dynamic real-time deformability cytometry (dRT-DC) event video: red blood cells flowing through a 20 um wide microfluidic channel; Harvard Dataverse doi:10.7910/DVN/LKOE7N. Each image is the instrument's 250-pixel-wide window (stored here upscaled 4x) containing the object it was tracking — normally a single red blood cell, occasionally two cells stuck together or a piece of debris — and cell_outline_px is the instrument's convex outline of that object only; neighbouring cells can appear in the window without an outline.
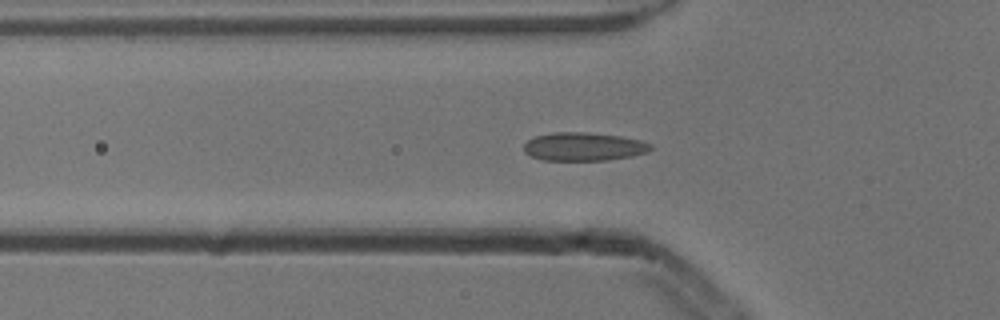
{"species": "common noctule bat (a hibernating species)", "species_latin": "Nyctalus noctula", "temperature_condition": "cold", "stored_images_in_passage": 41, "camera_frame_rate_fps": 3000, "um_per_image_px": 0.085, "animal": {"sex": "male", "body_mass_g": 13.3}, "frame": {"image": 1, "passage_image": 5, "time_ms": 1.333, "image_size_px": [1000, 320], "cell_outline_px": [[652, 148], [648, 152], [632, 156], [608, 160], [544, 160], [532, 156], [524, 152], [524, 144], [528, 140], [536, 136], [552, 132], [588, 132], [620, 136], [640, 140], [652, 144]], "centroid_in_image_um": [49.63, 12.46], "position_along_channel_um": 76.2, "area_um2": 20.98}}
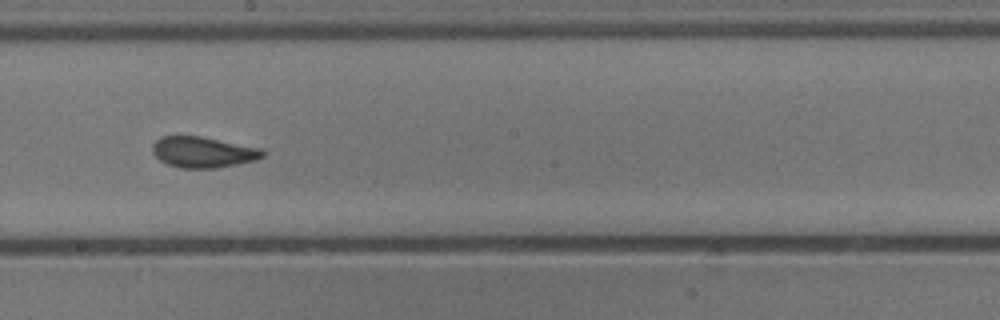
{"frame": {"image": 2, "passage_image": 17, "time_ms": 5.333, "image_size_px": [1000, 320], "cell_outline_px": [[264, 156], [256, 160], [216, 168], [180, 168], [168, 164], [160, 160], [152, 152], [152, 144], [160, 136], [200, 136], [264, 148]], "centroid_in_image_um": [17.27, 12.92], "position_along_channel_um": 230.9, "area_um2": 19.94}}
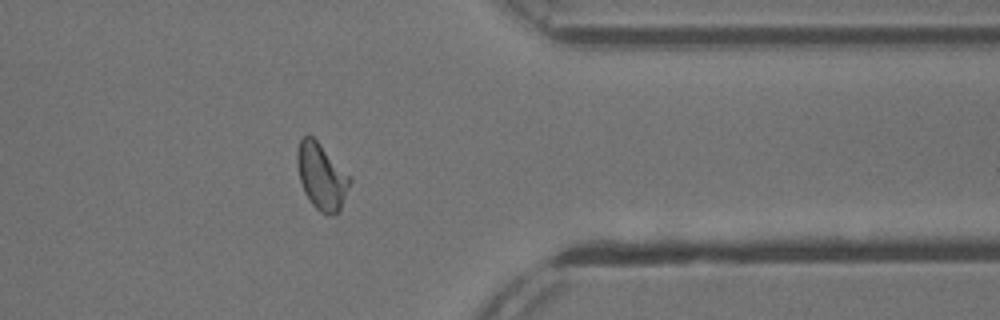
{"frame": {"image": 3, "passage_image": 30, "time_ms": 9.667, "image_size_px": [1000, 320], "cell_outline_px": [[352, 180], [340, 212], [320, 212], [312, 204], [304, 192], [300, 180], [296, 160], [296, 152], [300, 140], [304, 136], [312, 136], [352, 176]], "centroid_in_image_um": [27.35, 14.98], "position_along_channel_um": 384.0, "area_um2": 20.23}, "authors_computed_cell_mechanics": {"area_um2": 20.0566, "velocity_mm_per_s": 3.8475, "shape_relaxation_time_tau1_ms": 5.1544, "shape_relaxation_time_tau2_ms": 1.1247, "deformation_change_tau1": 0.11, "deformation_change_tau2": 0.0611}}